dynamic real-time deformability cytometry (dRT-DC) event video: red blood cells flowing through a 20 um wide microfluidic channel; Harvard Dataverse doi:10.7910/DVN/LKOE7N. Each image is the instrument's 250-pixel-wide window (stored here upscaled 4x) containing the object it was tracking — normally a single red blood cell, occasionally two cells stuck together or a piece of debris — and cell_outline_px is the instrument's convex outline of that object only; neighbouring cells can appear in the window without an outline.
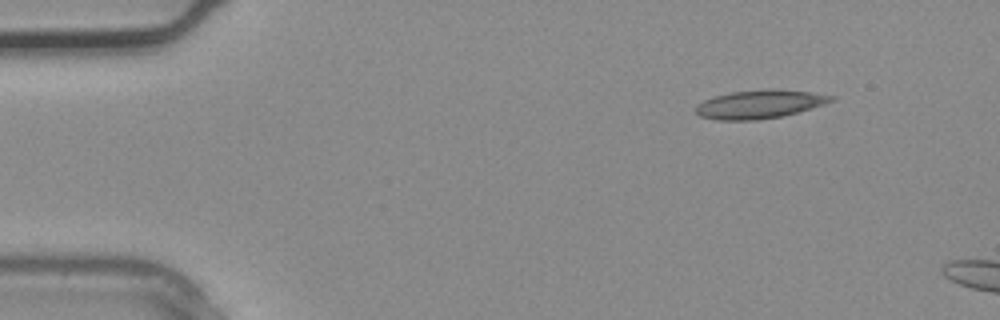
{"species": "common noctule bat (a hibernating species)", "species_latin": "Nyctalus noctula", "temperature_condition": "warm", "stored_images_in_passage": 2, "segment_of_instrument_passage": [2, 2], "camera_frame_rate_fps": 3000, "um_per_image_px": 0.085, "animal": {"sex": "male", "body_mass_g": 20.4}, "frame": {"image": 1, "passage_image": 2, "time_ms": 0.333, "image_size_px": [1000, 320], "cell_outline_px": [[836, 100], [824, 104], [784, 116], [756, 120], [716, 120], [700, 116], [696, 112], [696, 104], [704, 100], [716, 96], [732, 92], [768, 88], [772, 88], [812, 92], [836, 96]], "centroid_in_image_um": [64.6, 8.85], "position_along_channel_um": 20.4, "area_um2": 22.6}}